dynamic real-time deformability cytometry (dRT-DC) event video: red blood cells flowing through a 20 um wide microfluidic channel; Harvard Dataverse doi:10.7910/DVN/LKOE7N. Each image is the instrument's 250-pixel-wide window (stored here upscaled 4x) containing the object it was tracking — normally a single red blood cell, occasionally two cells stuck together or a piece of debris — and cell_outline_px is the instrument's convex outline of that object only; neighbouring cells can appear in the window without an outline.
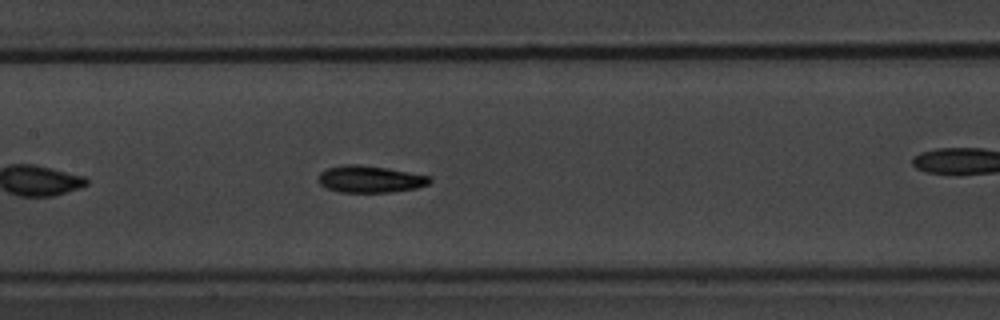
{"species": "common noctule bat (a hibernating species)", "species_latin": "Nyctalus noctula", "temperature_condition": "warm", "stored_images_in_passage": 40, "camera_frame_rate_fps": 3000, "um_per_image_px": 0.085, "animal": {"sex": "male", "body_mass_g": 20.1, "forearm_length_mm": 53.5}, "frame": {"image": 1, "passage_image": 12, "time_ms": 3.667, "image_size_px": [1000, 320], "cell_outline_px": [[432, 180], [428, 184], [416, 188], [388, 192], [340, 192], [324, 188], [320, 184], [320, 172], [328, 168], [344, 164], [356, 164], [388, 168], [432, 176]], "centroid_in_image_um": [31.47, 15.22], "position_along_channel_um": 175.9, "area_um2": 17.46}, "authors_computed_cell_mechanics": {"area_um2": 17.1088, "velocity_mm_per_s": 3.8217, "shape_relaxation_time_tau1_ms": 1.8925, "shape_relaxation_time_tau2_ms": 1.7862, "deformation_change_tau1": 0.1507, "deformation_change_tau2": 0.0796}}